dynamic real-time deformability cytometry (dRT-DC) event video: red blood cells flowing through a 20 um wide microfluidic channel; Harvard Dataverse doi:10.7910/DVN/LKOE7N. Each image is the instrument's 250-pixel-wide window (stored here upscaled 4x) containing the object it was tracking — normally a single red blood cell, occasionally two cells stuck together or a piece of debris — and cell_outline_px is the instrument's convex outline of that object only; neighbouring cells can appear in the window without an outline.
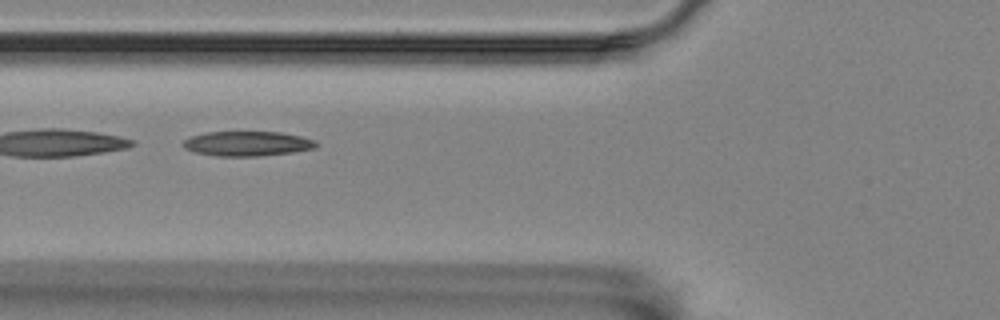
{"species": "Egyptian fruit bat (a non-hibernating species)", "species_latin": "Rousettus aegyptiacus", "temperature_condition": "room temperature", "stored_images_in_passage": 7, "camera_frame_rate_fps": 3000, "um_per_image_px": 0.085, "animal": {"sex": "female"}, "frame": {"image": 1, "passage_image": 6, "time_ms": 1.667, "image_size_px": [1000, 320], "cell_outline_px": [[316, 148], [292, 152], [260, 156], [216, 156], [192, 152], [184, 148], [180, 144], [184, 140], [192, 136], [208, 132], [280, 132], [300, 136], [316, 140]], "centroid_in_image_um": [20.98, 12.21], "position_along_channel_um": 104.8, "area_um2": 19.25}}